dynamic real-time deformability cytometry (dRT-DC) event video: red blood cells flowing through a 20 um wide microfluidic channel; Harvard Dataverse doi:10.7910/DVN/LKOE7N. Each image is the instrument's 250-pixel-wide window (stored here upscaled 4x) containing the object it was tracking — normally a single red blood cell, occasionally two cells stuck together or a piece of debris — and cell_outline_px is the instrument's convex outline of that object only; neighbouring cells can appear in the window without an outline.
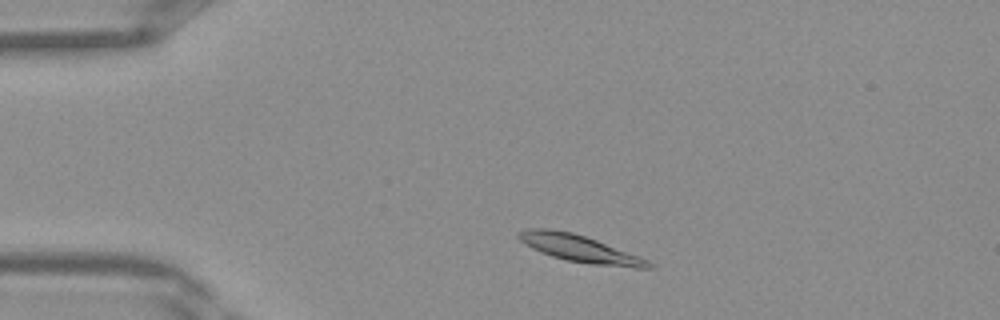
{"species": "Egyptian fruit bat (a non-hibernating species)", "species_latin": "Rousettus aegyptiacus", "temperature_condition": "warm", "stored_images_in_passage": 36, "camera_frame_rate_fps": 3000, "um_per_image_px": 0.085, "frame": {"image": 1, "passage_image": 4, "time_ms": 1.0, "image_size_px": [1000, 320], "cell_outline_px": [[652, 268], [636, 268], [592, 264], [568, 260], [552, 256], [532, 248], [524, 244], [516, 236], [516, 232], [528, 228], [548, 228], [572, 232], [596, 240], [648, 260], [652, 264]], "centroid_in_image_um": [49.21, 21.11], "position_along_channel_um": 35.8, "area_um2": 20.11}}
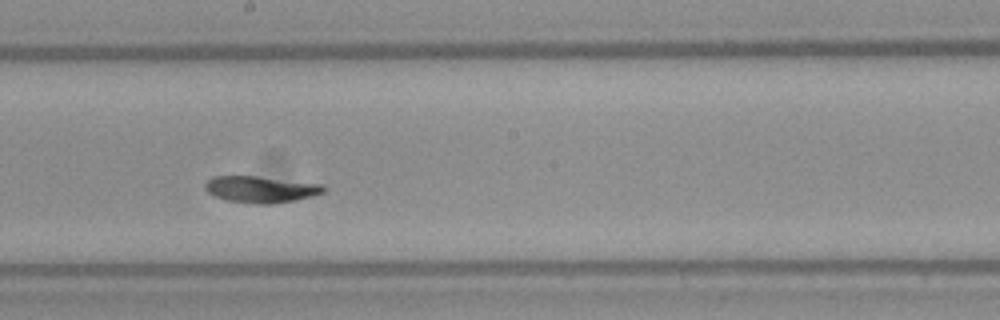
{"frame": {"image": 2, "passage_image": 18, "time_ms": 5.667, "image_size_px": [1000, 320], "cell_outline_px": [[324, 192], [312, 196], [296, 200], [272, 204], [252, 204], [224, 200], [208, 192], [204, 188], [204, 184], [212, 176], [256, 176], [324, 184]], "centroid_in_image_um": [22.15, 16.1], "position_along_channel_um": 226.0, "area_um2": 18.44}}
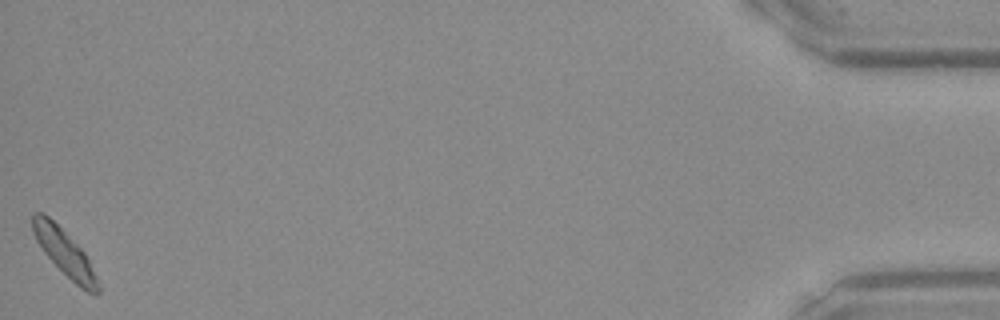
{"frame": {"image": 3, "passage_image": 36, "time_ms": 11.667, "image_size_px": [1000, 320], "cell_outline_px": [[100, 292], [96, 296], [80, 288], [44, 252], [36, 240], [32, 228], [32, 216], [36, 212], [44, 212], [84, 252], [96, 276], [100, 288]], "centroid_in_image_um": [5.5, 21.5], "position_along_channel_um": 429.7, "area_um2": 16.94}}